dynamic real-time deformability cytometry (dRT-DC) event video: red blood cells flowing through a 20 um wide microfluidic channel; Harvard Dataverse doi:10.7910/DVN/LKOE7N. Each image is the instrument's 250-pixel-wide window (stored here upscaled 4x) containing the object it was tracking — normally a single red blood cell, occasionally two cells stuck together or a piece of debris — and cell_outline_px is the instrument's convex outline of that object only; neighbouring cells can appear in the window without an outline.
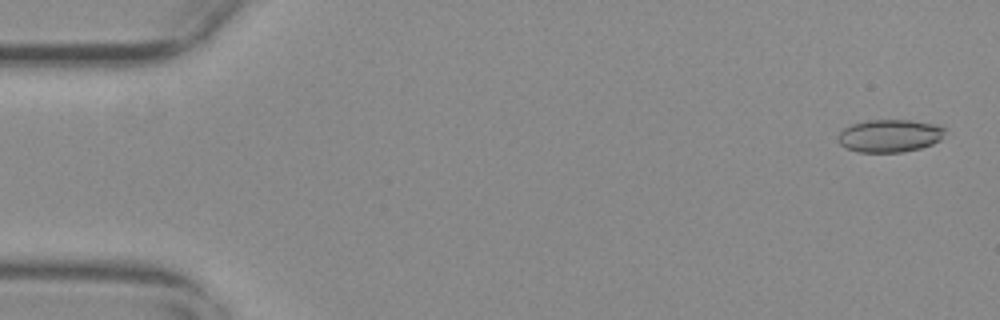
{"species": "common noctule bat (a hibernating species)", "species_latin": "Nyctalus noctula", "temperature_condition": "warm", "stored_images_in_passage": 42, "camera_frame_rate_fps": 3000, "um_per_image_px": 0.085, "animal": {"sex": "female", "body_mass_g": 29.2, "forearm_length_mm": 56.3}, "frame": {"image": 1, "passage_image": 2, "time_ms": 0.333, "image_size_px": [1000, 320], "cell_outline_px": [[944, 132], [940, 140], [932, 144], [920, 148], [904, 152], [860, 152], [848, 148], [840, 144], [836, 136], [844, 128], [852, 124], [868, 120], [908, 120], [936, 124], [944, 128]], "centroid_in_image_um": [75.61, 11.54], "position_along_channel_um": 9.4, "area_um2": 20.29}}
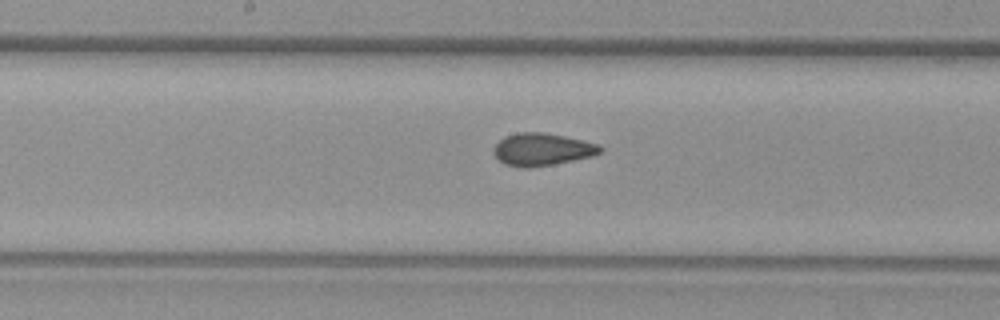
{"frame": {"image": 2, "passage_image": 29, "time_ms": 9.333, "image_size_px": [1000, 320], "cell_outline_px": [[604, 148], [600, 152], [592, 156], [552, 164], [528, 168], [524, 168], [504, 164], [492, 152], [492, 148], [504, 136], [516, 132], [544, 132], [564, 136], [600, 144]], "centroid_in_image_um": [46.06, 12.69], "position_along_channel_um": 202.1, "area_um2": 20.17}}
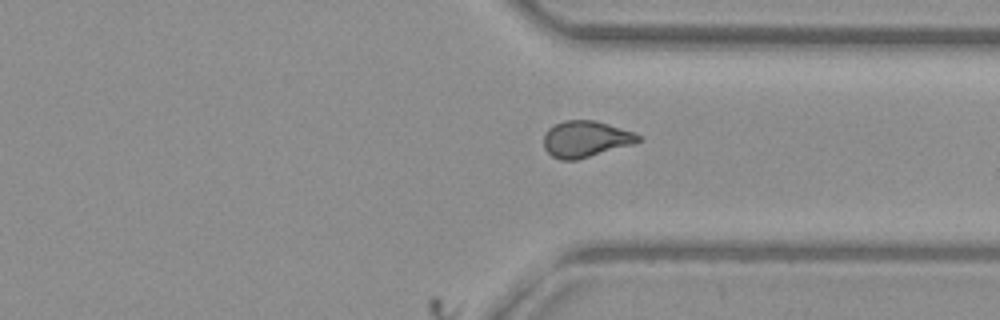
{"frame": {"image": 3, "passage_image": 42, "time_ms": 13.667, "image_size_px": [1000, 320], "cell_outline_px": [[640, 140], [632, 144], [576, 160], [560, 160], [552, 156], [544, 148], [544, 132], [548, 128], [564, 120], [592, 120], [608, 124], [636, 132], [640, 136]], "centroid_in_image_um": [49.75, 11.81], "position_along_channel_um": 361.6, "area_um2": 19.88}}